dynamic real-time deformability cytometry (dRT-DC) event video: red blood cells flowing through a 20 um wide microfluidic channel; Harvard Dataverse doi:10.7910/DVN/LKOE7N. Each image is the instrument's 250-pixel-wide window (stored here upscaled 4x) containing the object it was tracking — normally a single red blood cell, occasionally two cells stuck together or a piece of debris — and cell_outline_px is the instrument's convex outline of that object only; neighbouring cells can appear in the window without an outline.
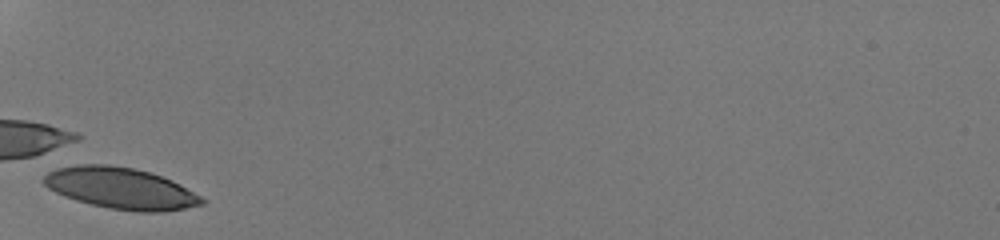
{"species": "human", "species_latin": "Homo sapiens", "temperature_condition": "room temperature", "stored_images_in_passage": 28, "camera_frame_rate_fps": 3000, "um_per_image_px": 0.085, "donor": {"sex": "male"}, "frame": {"image": 1, "passage_image": 1, "time_ms": 0.0, "image_size_px": [1000, 240], "cell_outline_px": [[208, 200], [204, 204], [164, 212], [136, 212], [108, 208], [76, 200], [64, 196], [48, 188], [44, 184], [44, 176], [48, 172], [56, 168], [80, 164], [108, 164], [136, 168], [152, 172], [172, 180], [180, 184]], "centroid_in_image_um": [10.3, 16.0], "position_along_channel_um": 74.7, "area_um2": 38.38}}
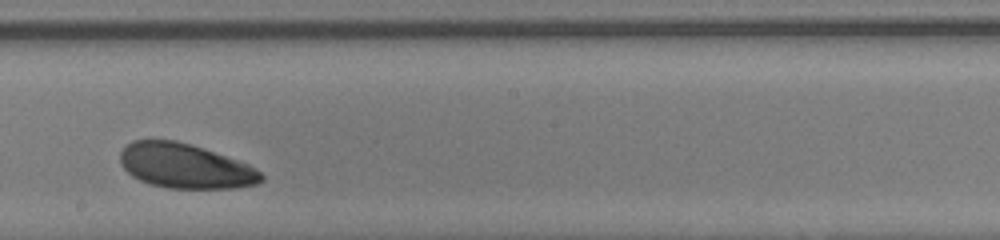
{"frame": {"image": 2, "passage_image": 13, "time_ms": 4.0, "image_size_px": [1000, 240], "cell_outline_px": [[264, 180], [256, 184], [236, 188], [168, 188], [152, 184], [140, 180], [132, 176], [120, 164], [120, 152], [132, 140], [176, 140], [248, 164], [256, 168], [264, 176]], "centroid_in_image_um": [15.73, 14.12], "position_along_channel_um": 232.5, "area_um2": 36.3}}
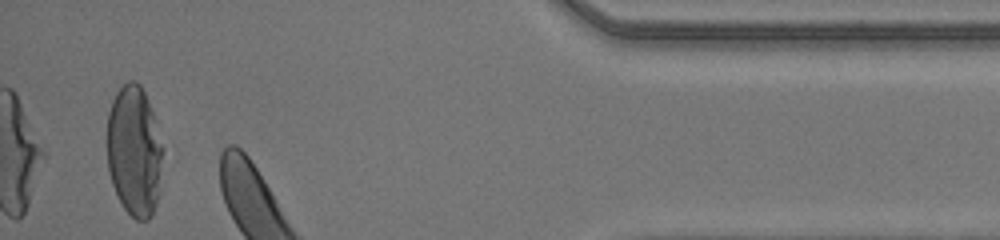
{"frame": {"image": 3, "passage_image": 28, "time_ms": 9.0, "image_size_px": [1000, 240], "cell_outline_px": [[164, 148], [156, 204], [152, 216], [148, 220], [136, 220], [124, 208], [112, 184], [108, 172], [108, 112], [112, 100], [116, 92], [128, 80], [136, 80], [140, 84], [148, 100]], "centroid_in_image_um": [11.42, 12.82], "position_along_channel_um": 423.8, "area_um2": 42.37}, "authors_computed_cell_mechanics": {"area_um2": 37.6856, "velocity_mm_per_s": 4.139, "shape_relaxation_time_tau1_ms": 1.6029, "shape_relaxation_time_tau2_ms": null, "deformation_change_tau1": 0.0929, "deformation_change_tau2": null}}